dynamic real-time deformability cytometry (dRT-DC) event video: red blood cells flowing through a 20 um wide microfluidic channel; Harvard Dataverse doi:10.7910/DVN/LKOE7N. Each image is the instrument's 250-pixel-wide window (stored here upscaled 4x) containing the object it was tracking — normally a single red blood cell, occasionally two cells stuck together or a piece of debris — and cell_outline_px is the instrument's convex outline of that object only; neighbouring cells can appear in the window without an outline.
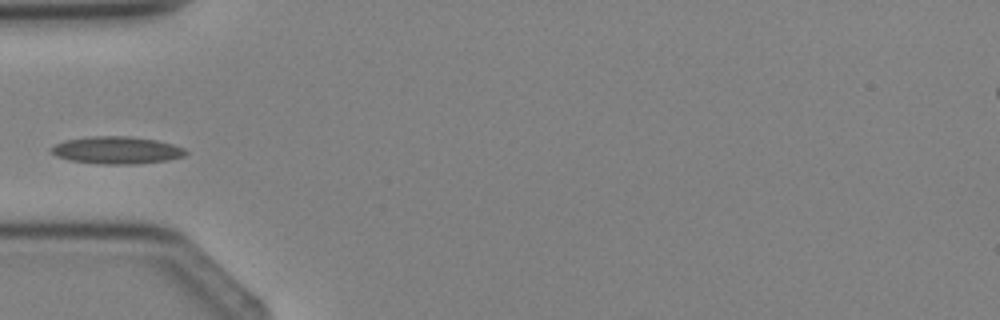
{"species": "Egyptian fruit bat (a non-hibernating species)", "species_latin": "Rousettus aegyptiacus", "temperature_condition": "cold", "stored_images_in_passage": 3, "camera_frame_rate_fps": 3000, "um_per_image_px": 0.085, "animal": {"sex": "female"}, "frame": {"image": 1, "passage_image": 3, "time_ms": 2.333, "image_size_px": [1000, 320], "cell_outline_px": [[188, 152], [184, 156], [168, 160], [136, 164], [100, 164], [68, 160], [56, 156], [48, 148], [64, 140], [88, 136], [128, 136], [156, 140], [172, 144], [184, 148]], "centroid_in_image_um": [9.89, 12.76], "position_along_channel_um": 75.1, "area_um2": 21.56}}